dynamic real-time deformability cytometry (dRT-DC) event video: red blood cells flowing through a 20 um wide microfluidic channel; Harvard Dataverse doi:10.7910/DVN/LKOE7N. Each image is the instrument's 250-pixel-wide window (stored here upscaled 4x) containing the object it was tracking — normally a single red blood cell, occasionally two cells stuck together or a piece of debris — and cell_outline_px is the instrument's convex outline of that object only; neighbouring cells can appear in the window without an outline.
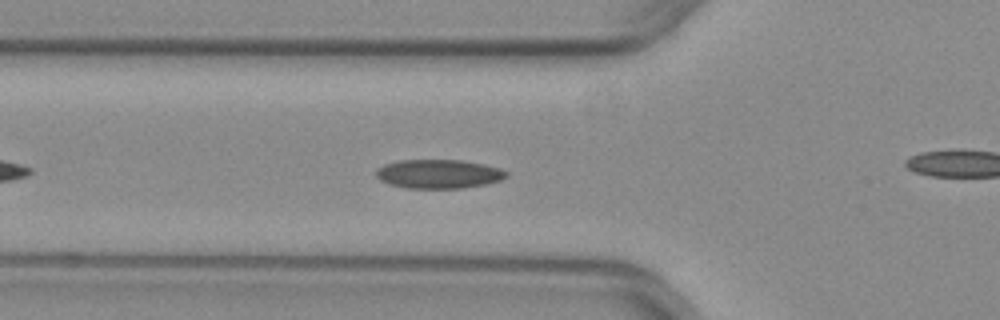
{"species": "common noctule bat (a hibernating species)", "species_latin": "Nyctalus noctula", "temperature_condition": "warm", "stored_images_in_passage": 42, "camera_frame_rate_fps": 3000, "um_per_image_px": 0.085, "animal": {"sex": "female", "body_mass_g": 29.2, "forearm_length_mm": 56.3}, "frame": {"image": 1, "passage_image": 7, "time_ms": 2.0, "image_size_px": [1000, 320], "cell_outline_px": [[508, 176], [500, 180], [484, 184], [464, 188], [408, 188], [388, 184], [380, 180], [376, 176], [376, 168], [384, 164], [400, 160], [460, 160], [484, 164], [500, 168], [508, 172]], "centroid_in_image_um": [37.27, 14.78], "position_along_channel_um": 88.5, "area_um2": 22.02}}
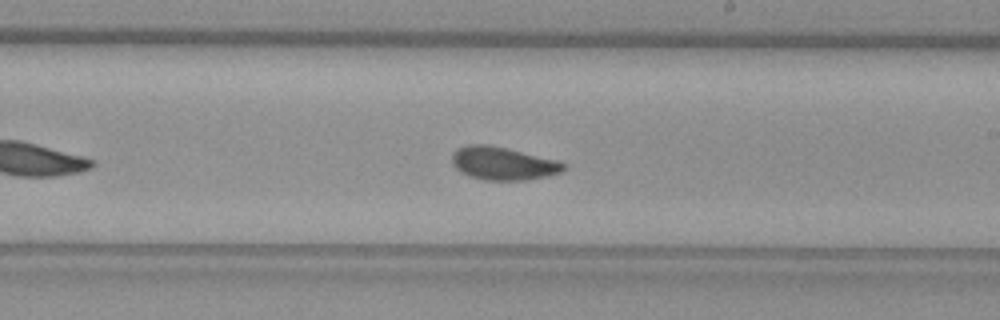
{"frame": {"image": 2, "passage_image": 19, "time_ms": 6.0, "image_size_px": [1000, 320], "cell_outline_px": [[568, 168], [560, 172], [548, 176], [528, 180], [484, 180], [468, 176], [460, 172], [452, 164], [452, 152], [456, 148], [468, 144], [484, 144], [504, 148], [556, 160], [568, 164]], "centroid_in_image_um": [42.74, 13.9], "position_along_channel_um": 246.3, "area_um2": 21.56}}
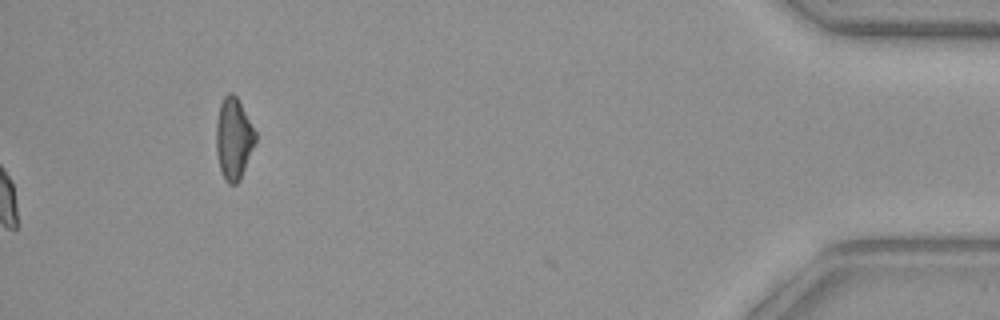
{"frame": {"image": 3, "passage_image": 42, "time_ms": 13.667, "image_size_px": [1000, 320], "cell_outline_px": [[256, 140], [240, 180], [236, 184], [228, 184], [224, 180], [220, 168], [216, 152], [216, 120], [220, 104], [224, 96], [228, 92], [232, 92], [236, 96], [256, 132]], "centroid_in_image_um": [19.84, 11.78], "position_along_channel_um": 415.4, "area_um2": 18.61}, "authors_computed_cell_mechanics": {"area_um2": 21.2704, "velocity_mm_per_s": 3.9356, "shape_relaxation_time_tau1_ms": 5.0542, "shape_relaxation_time_tau2_ms": 1.4671, "deformation_change_tau1": 0.1164, "deformation_change_tau2": 0.0636}}